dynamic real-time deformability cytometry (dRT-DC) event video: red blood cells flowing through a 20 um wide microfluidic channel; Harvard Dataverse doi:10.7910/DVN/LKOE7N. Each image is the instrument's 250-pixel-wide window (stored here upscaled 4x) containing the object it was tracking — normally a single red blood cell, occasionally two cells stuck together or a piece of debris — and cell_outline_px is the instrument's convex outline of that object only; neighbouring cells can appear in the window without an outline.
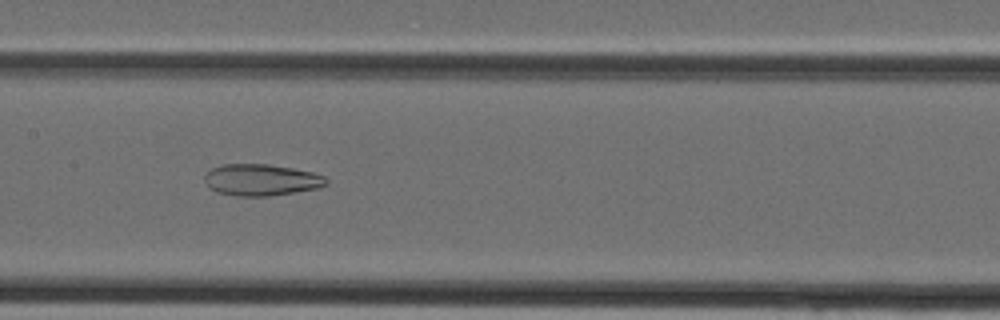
{"species": "Egyptian fruit bat (a non-hibernating species)", "species_latin": "Rousettus aegyptiacus", "temperature_condition": "cold", "stored_images_in_passage": 38, "camera_frame_rate_fps": 3000, "um_per_image_px": 0.085, "animal": {"sex": "female"}, "frame": {"image": 1, "passage_image": 19, "time_ms": 6.0, "image_size_px": [1000, 320], "cell_outline_px": [[328, 184], [320, 188], [268, 196], [236, 196], [216, 192], [204, 180], [204, 176], [212, 168], [224, 164], [268, 164], [292, 168], [312, 172], [324, 176], [328, 180]], "centroid_in_image_um": [22.23, 15.29], "position_along_channel_um": 185.2, "area_um2": 22.31}}
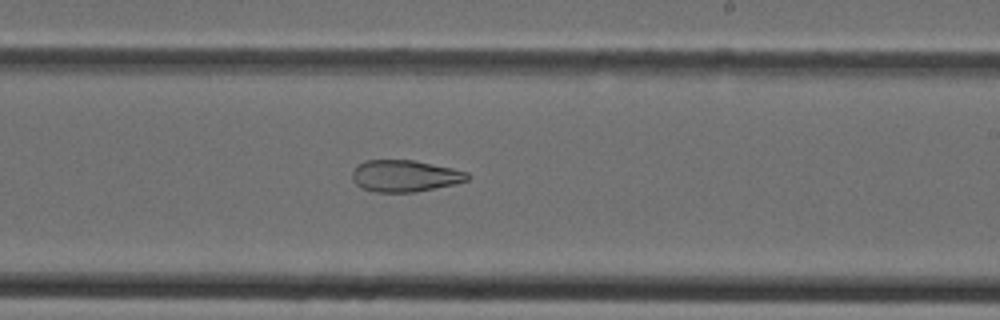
{"frame": {"image": 2, "passage_image": 23, "time_ms": 7.333, "image_size_px": [1000, 320], "cell_outline_px": [[468, 180], [456, 184], [416, 192], [376, 192], [360, 188], [352, 180], [352, 172], [364, 160], [412, 160], [452, 168], [468, 172]], "centroid_in_image_um": [34.41, 14.96], "position_along_channel_um": 254.6, "area_um2": 21.27}}
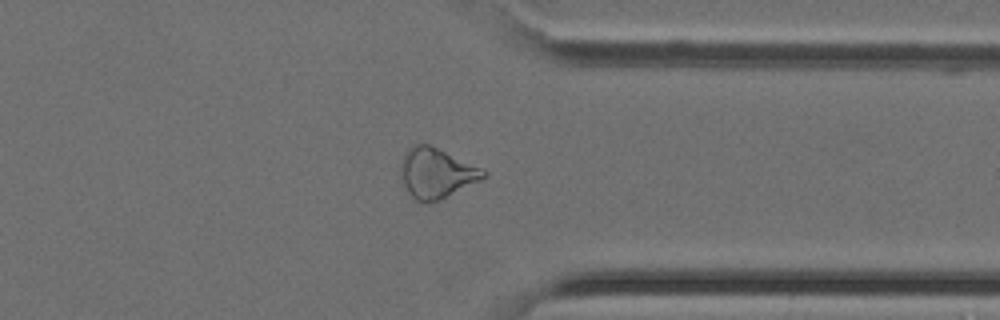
{"frame": {"image": 3, "passage_image": 30, "time_ms": 9.667, "image_size_px": [1000, 320], "cell_outline_px": [[488, 176], [480, 180], [436, 200], [416, 200], [408, 192], [404, 184], [400, 172], [400, 164], [404, 152], [408, 148], [416, 144], [428, 144], [484, 168], [488, 172]], "centroid_in_image_um": [37.1, 14.66], "position_along_channel_um": 374.3, "area_um2": 23.64}}